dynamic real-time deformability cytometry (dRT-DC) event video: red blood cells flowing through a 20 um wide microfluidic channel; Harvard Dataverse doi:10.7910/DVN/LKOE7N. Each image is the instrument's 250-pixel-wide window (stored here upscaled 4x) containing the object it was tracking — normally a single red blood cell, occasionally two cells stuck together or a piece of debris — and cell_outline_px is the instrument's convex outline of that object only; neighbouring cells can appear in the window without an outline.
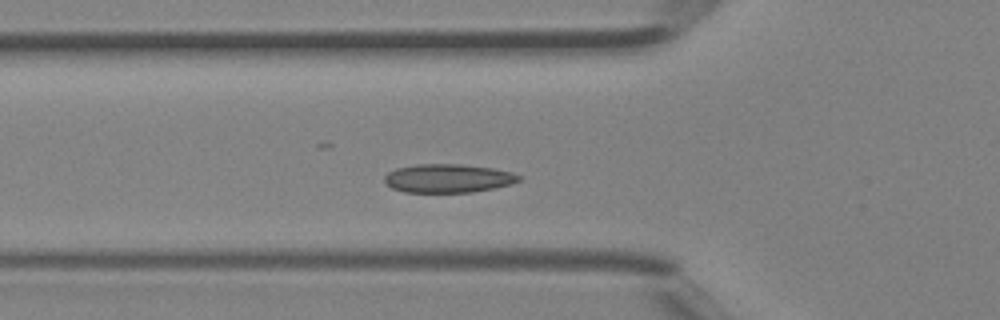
{"species": "Egyptian fruit bat (a non-hibernating species)", "species_latin": "Rousettus aegyptiacus", "temperature_condition": "room temperature", "stored_images_in_passage": 27, "camera_frame_rate_fps": 3000, "um_per_image_px": 0.085, "animal": {"sex": "female"}, "frame": {"image": 1, "passage_image": 9, "time_ms": 2.667, "image_size_px": [1000, 320], "cell_outline_px": [[524, 176], [520, 180], [508, 184], [492, 188], [472, 192], [404, 192], [392, 188], [384, 180], [384, 176], [388, 172], [396, 168], [416, 164], [460, 164], [492, 168], [512, 172]], "centroid_in_image_um": [38.07, 15.15], "position_along_channel_um": 87.7, "area_um2": 22.31}}
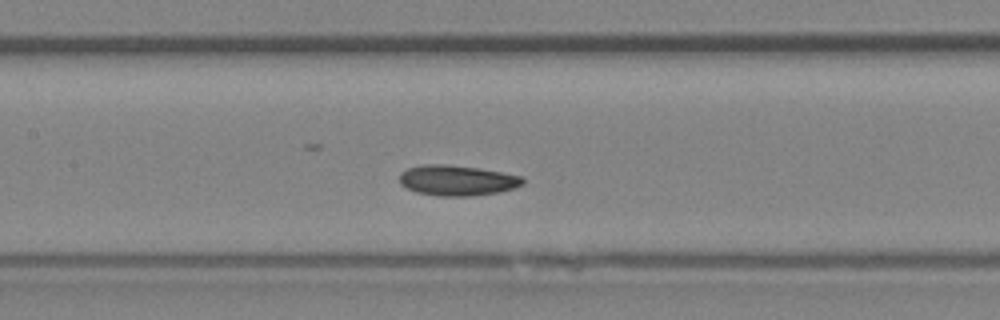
{"frame": {"image": 2, "passage_image": 14, "time_ms": 4.333, "image_size_px": [1000, 320], "cell_outline_px": [[524, 184], [516, 188], [500, 192], [472, 196], [440, 196], [416, 192], [400, 184], [400, 172], [408, 168], [424, 164], [444, 164], [480, 168], [524, 176]], "centroid_in_image_um": [38.9, 15.33], "position_along_channel_um": 168.5, "area_um2": 22.08}}
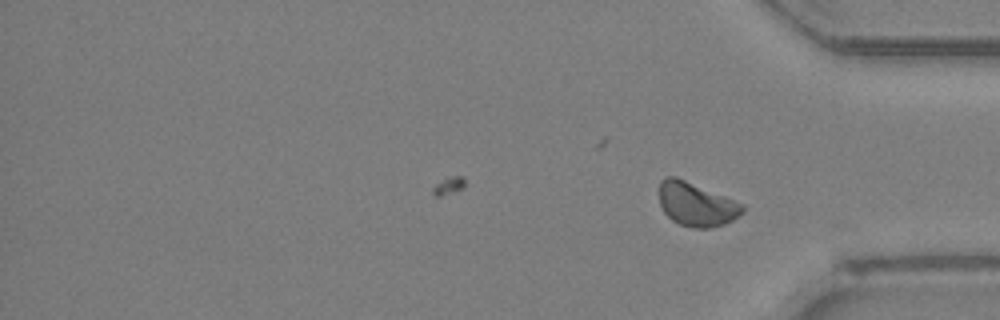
{"frame": {"image": 3, "passage_image": 27, "time_ms": 8.667, "image_size_px": [1000, 320], "cell_outline_px": [[744, 212], [732, 220], [724, 224], [712, 228], [696, 228], [680, 224], [672, 220], [664, 212], [660, 204], [660, 180], [668, 176], [676, 176], [744, 204]], "centroid_in_image_um": [59.19, 17.36], "position_along_channel_um": 376.0, "area_um2": 21.15}}